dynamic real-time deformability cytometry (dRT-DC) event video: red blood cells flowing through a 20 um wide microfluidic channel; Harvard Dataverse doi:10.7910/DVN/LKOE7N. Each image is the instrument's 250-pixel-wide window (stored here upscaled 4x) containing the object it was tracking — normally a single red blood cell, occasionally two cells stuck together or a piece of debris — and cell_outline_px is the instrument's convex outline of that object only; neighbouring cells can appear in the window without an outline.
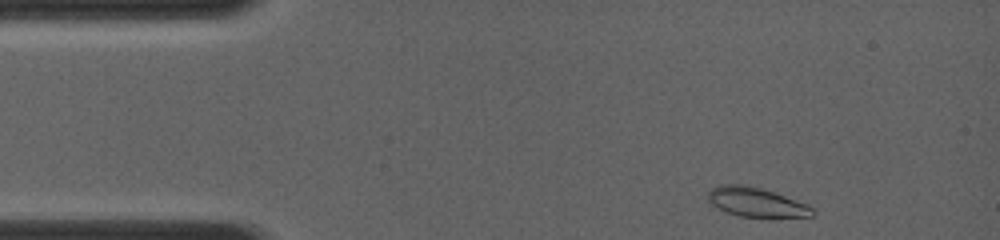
{"species": "common noctule bat (a hibernating species)", "species_latin": "Nyctalus noctula", "temperature_condition": "room temperature", "stored_images_in_passage": 16, "camera_frame_rate_fps": 4000, "um_per_image_px": 0.085, "animal": {"sex": "female", "body_mass_g": 19.0, "forearm_length_mm": 56.7}, "frame": {"image": 1, "passage_image": 1, "time_ms": 0.0, "image_size_px": [1000, 240], "cell_outline_px": [[816, 212], [812, 216], [772, 220], [768, 220], [740, 216], [728, 212], [712, 204], [708, 200], [708, 192], [712, 188], [720, 184], [740, 184], [760, 188], [808, 204]], "centroid_in_image_um": [64.35, 17.24], "position_along_channel_um": 20.6, "area_um2": 18.38}}
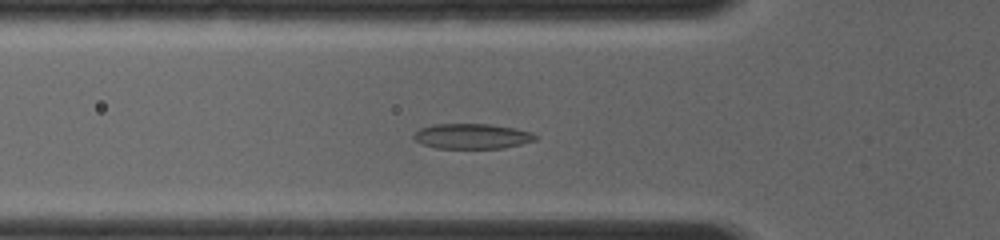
{"frame": {"image": 2, "passage_image": 9, "time_ms": 3.0, "image_size_px": [1000, 240], "cell_outline_px": [[536, 140], [504, 148], [436, 148], [424, 144], [416, 140], [412, 136], [420, 128], [432, 124], [488, 124], [512, 128], [532, 132], [536, 136]], "centroid_in_image_um": [40.11, 11.58], "position_along_channel_um": 85.7, "area_um2": 17.63}}
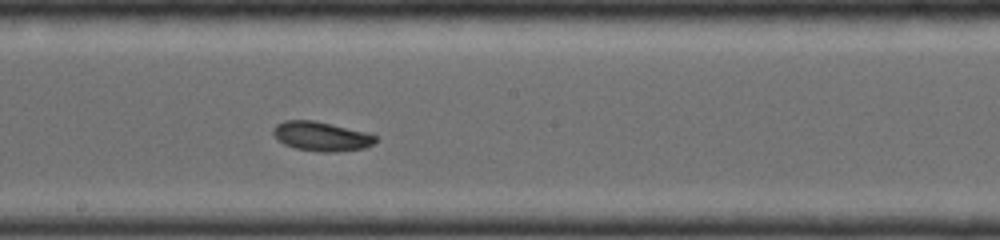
{"frame": {"image": 3, "passage_image": 16, "time_ms": 6.0, "image_size_px": [1000, 240], "cell_outline_px": [[376, 140], [372, 144], [364, 148], [336, 152], [320, 152], [296, 148], [284, 144], [272, 132], [272, 128], [276, 124], [284, 120], [312, 120], [332, 124], [368, 132], [376, 136]], "centroid_in_image_um": [27.31, 11.58], "position_along_channel_um": 220.9, "area_um2": 17.46}}